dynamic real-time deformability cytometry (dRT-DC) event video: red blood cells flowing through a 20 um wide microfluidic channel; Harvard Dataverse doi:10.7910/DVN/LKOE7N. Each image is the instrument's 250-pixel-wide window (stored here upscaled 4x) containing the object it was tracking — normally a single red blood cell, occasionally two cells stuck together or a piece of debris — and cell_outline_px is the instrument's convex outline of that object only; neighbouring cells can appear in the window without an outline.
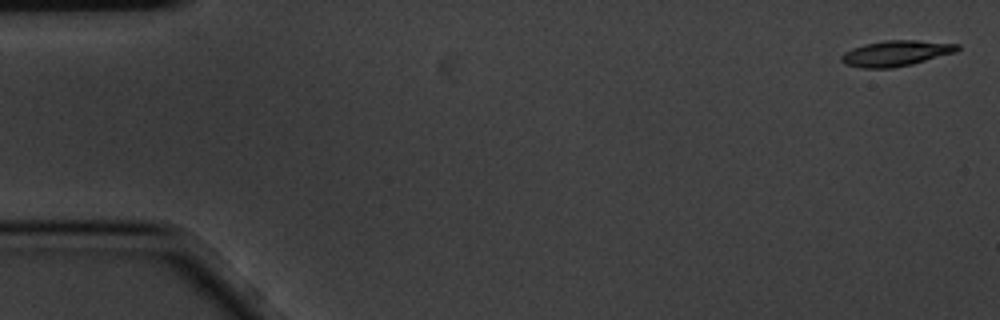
{"species": "common noctule bat (a hibernating species)", "species_latin": "Nyctalus noctula", "temperature_condition": "cold", "stored_images_in_passage": 5, "camera_frame_rate_fps": 3000, "um_per_image_px": 0.085, "animal": {"sex": "male", "body_mass_g": 20.1, "forearm_length_mm": 53.5}, "frame": {"image": 1, "passage_image": 1, "time_ms": 0.0, "image_size_px": [1000, 320], "cell_outline_px": [[960, 48], [956, 52], [912, 64], [892, 68], [864, 68], [844, 64], [840, 60], [840, 56], [844, 52], [852, 48], [864, 44], [884, 40], [916, 40], [960, 44]], "centroid_in_image_um": [76.14, 4.53], "position_along_channel_um": 8.9, "area_um2": 17.4}}
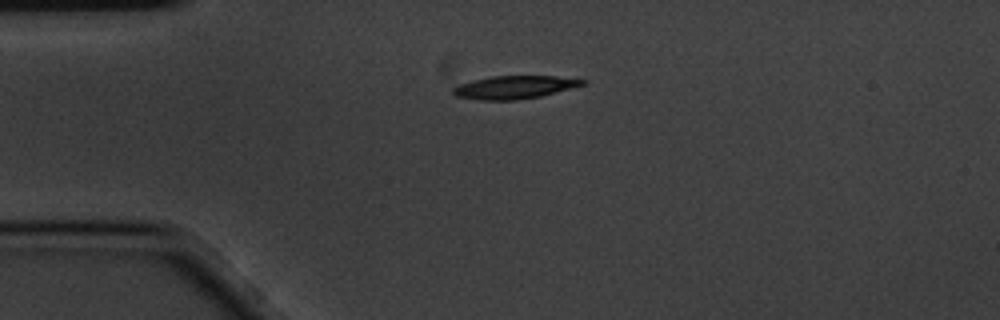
{"frame": {"image": 2, "passage_image": 4, "time_ms": 1.0, "image_size_px": [1000, 320], "cell_outline_px": [[588, 84], [540, 96], [516, 100], [480, 100], [456, 96], [452, 92], [452, 88], [460, 84], [472, 80], [492, 76], [556, 76], [588, 80]], "centroid_in_image_um": [43.75, 7.41], "position_along_channel_um": 41.2, "area_um2": 17.4}}